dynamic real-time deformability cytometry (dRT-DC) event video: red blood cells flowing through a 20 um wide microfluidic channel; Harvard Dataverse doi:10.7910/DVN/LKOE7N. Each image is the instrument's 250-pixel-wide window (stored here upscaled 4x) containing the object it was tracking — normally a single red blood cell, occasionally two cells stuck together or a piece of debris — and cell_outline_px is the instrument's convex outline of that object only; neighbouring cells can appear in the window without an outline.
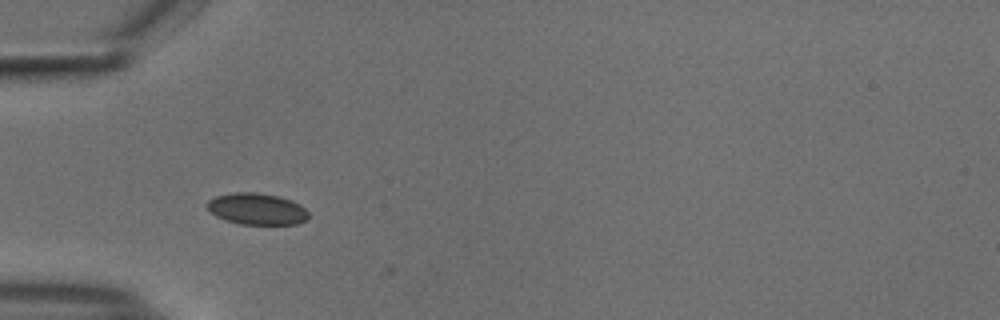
{"species": "common noctule bat (a hibernating species)", "species_latin": "Nyctalus noctula", "temperature_condition": "cold", "stored_images_in_passage": 3, "camera_frame_rate_fps": 3000, "um_per_image_px": 0.085, "animal": {"sex": "male", "body_mass_g": 18.8}, "frame": {"image": 1, "passage_image": 2, "time_ms": 0.333, "image_size_px": [1000, 320], "cell_outline_px": [[308, 216], [304, 220], [296, 224], [240, 224], [216, 216], [208, 212], [204, 204], [208, 200], [216, 196], [232, 192], [256, 192], [280, 196], [292, 200], [300, 204], [308, 212]], "centroid_in_image_um": [21.78, 17.74], "position_along_channel_um": 63.2, "area_um2": 18.79}}